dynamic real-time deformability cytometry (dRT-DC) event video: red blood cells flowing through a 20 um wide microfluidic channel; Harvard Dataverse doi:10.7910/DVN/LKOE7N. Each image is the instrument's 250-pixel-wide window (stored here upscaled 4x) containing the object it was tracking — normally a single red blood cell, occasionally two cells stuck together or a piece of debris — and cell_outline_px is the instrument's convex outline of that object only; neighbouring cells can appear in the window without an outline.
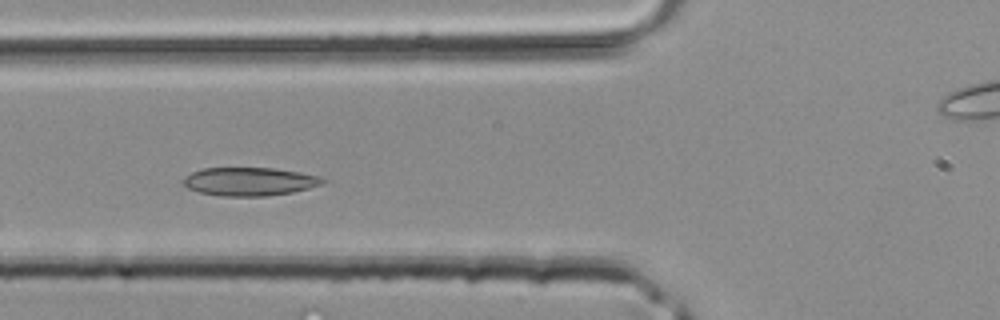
{"species": "common noctule bat (a hibernating species)", "species_latin": "Nyctalus noctula", "temperature_condition": "room temperature", "stored_images_in_passage": 38, "camera_frame_rate_fps": 3000, "um_per_image_px": 0.085, "animal": {"sex": "male", "body_mass_g": 20.4}, "frame": {"image": 1, "passage_image": 11, "time_ms": 3.333, "image_size_px": [1000, 320], "cell_outline_px": [[328, 180], [320, 184], [308, 188], [292, 192], [264, 196], [224, 196], [200, 192], [188, 188], [184, 184], [184, 176], [192, 172], [204, 168], [272, 168], [300, 172], [320, 176]], "centroid_in_image_um": [21.22, 15.42], "position_along_channel_um": 104.6, "area_um2": 22.83}}
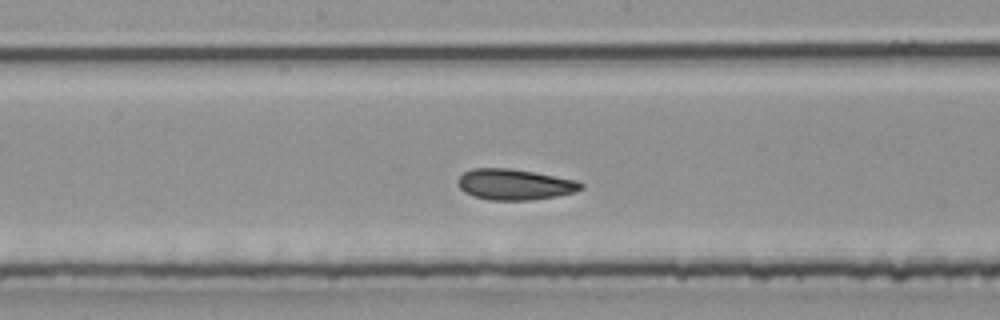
{"frame": {"image": 2, "passage_image": 17, "time_ms": 5.333, "image_size_px": [1000, 320], "cell_outline_px": [[584, 188], [572, 192], [556, 196], [528, 200], [488, 200], [472, 196], [464, 192], [456, 184], [456, 180], [464, 172], [472, 168], [508, 168], [532, 172], [576, 180], [584, 184]], "centroid_in_image_um": [43.68, 15.68], "position_along_channel_um": 204.5, "area_um2": 22.08}}
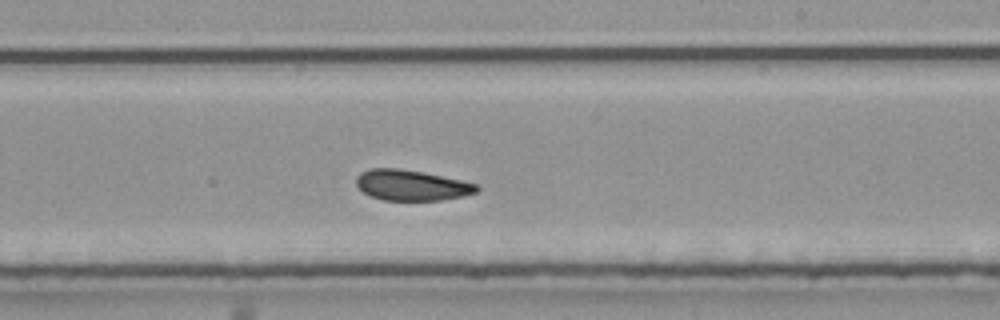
{"frame": {"image": 3, "passage_image": 20, "time_ms": 6.333, "image_size_px": [1000, 320], "cell_outline_px": [[480, 188], [476, 192], [464, 196], [440, 200], [384, 200], [372, 196], [364, 192], [356, 184], [356, 176], [360, 172], [368, 168], [400, 168], [480, 184]], "centroid_in_image_um": [34.98, 15.74], "position_along_channel_um": 254.0, "area_um2": 21.39}}